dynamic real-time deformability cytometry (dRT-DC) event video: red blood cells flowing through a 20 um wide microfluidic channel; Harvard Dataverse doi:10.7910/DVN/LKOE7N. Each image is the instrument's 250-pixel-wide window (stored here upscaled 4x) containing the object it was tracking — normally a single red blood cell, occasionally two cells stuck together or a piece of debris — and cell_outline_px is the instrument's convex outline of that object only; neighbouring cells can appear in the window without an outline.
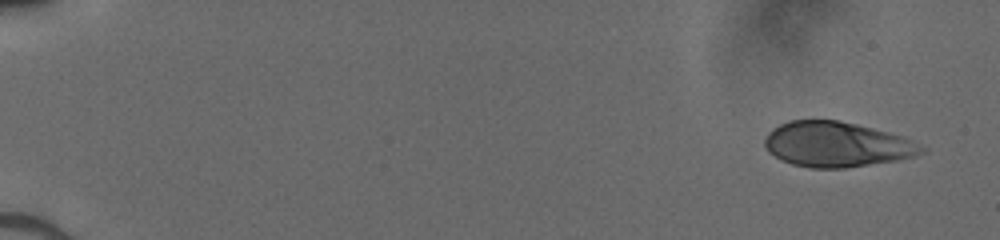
{"species": "human", "species_latin": "Homo sapiens", "temperature_condition": "cold", "stored_images_in_passage": 49, "camera_frame_rate_fps": 3000, "um_per_image_px": 0.085, "donor": {"sex": "male"}, "frame": {"image": 1, "passage_image": 1, "time_ms": 0.0, "image_size_px": [1000, 240], "cell_outline_px": [[928, 148], [924, 152], [912, 156], [896, 160], [844, 168], [812, 168], [792, 164], [768, 152], [764, 148], [764, 140], [768, 132], [772, 128], [788, 120], [836, 120], [856, 124], [904, 136]], "centroid_in_image_um": [71.11, 12.27], "position_along_channel_um": 13.9, "area_um2": 41.15}}
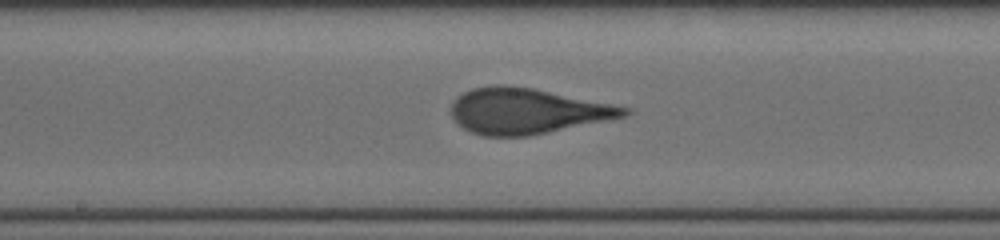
{"frame": {"image": 2, "passage_image": 27, "time_ms": 8.667, "image_size_px": [1000, 240], "cell_outline_px": [[632, 112], [624, 116], [548, 132], [528, 136], [484, 136], [472, 132], [456, 124], [452, 116], [452, 104], [456, 96], [472, 88], [496, 84], [508, 84], [532, 88], [632, 108]], "centroid_in_image_um": [44.75, 9.43], "position_along_channel_um": 203.5, "area_um2": 45.72}}
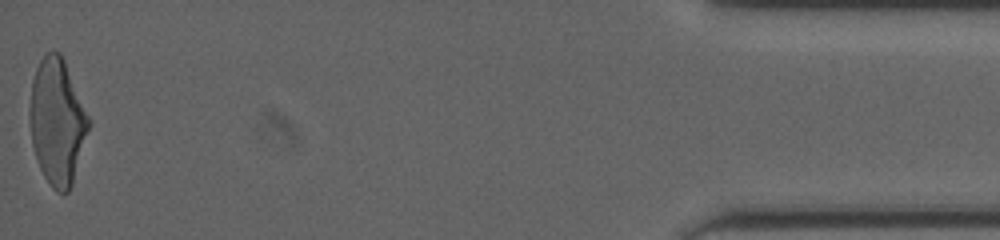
{"frame": {"image": 3, "passage_image": 49, "time_ms": 16.0, "image_size_px": [1000, 240], "cell_outline_px": [[92, 124], [72, 184], [68, 192], [56, 192], [52, 188], [44, 176], [36, 160], [32, 144], [28, 120], [28, 112], [32, 80], [36, 68], [40, 60], [48, 52], [60, 52], [64, 60], [92, 120]], "centroid_in_image_um": [4.87, 10.35], "position_along_channel_um": 430.3, "area_um2": 43.93}}